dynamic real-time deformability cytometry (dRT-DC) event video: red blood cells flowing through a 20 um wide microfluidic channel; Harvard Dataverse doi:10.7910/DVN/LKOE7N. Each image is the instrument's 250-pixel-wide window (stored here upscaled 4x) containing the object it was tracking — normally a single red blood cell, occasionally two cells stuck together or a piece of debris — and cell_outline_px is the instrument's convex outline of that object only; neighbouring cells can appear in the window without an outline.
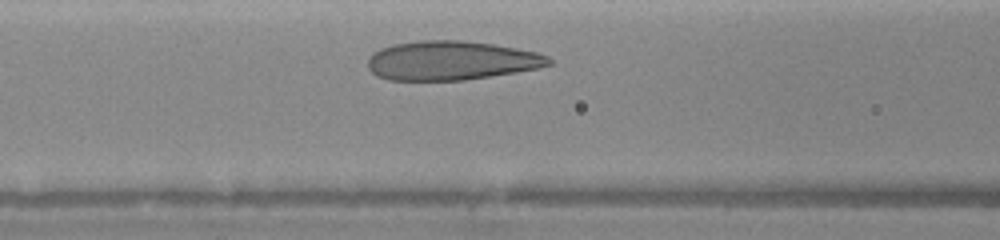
{"species": "human", "species_latin": "Homo sapiens", "temperature_condition": "warm", "stored_images_in_passage": 7, "camera_frame_rate_fps": 3000, "um_per_image_px": 0.085, "donor": {"sex": "female"}, "frame": {"image": 1, "passage_image": 3, "time_ms": 1.333, "image_size_px": [1000, 240], "cell_outline_px": [[552, 64], [536, 68], [516, 72], [492, 76], [464, 80], [388, 80], [376, 76], [368, 68], [368, 56], [372, 52], [380, 48], [392, 44], [420, 40], [464, 40], [492, 44], [516, 48], [536, 52], [548, 56], [552, 60]], "centroid_in_image_um": [38.31, 5.14], "position_along_channel_um": 128.3, "area_um2": 41.5}}
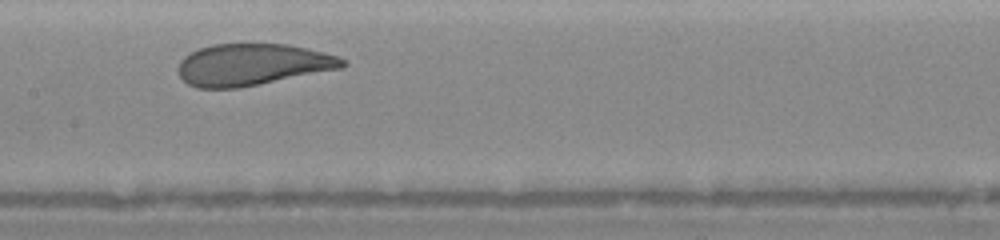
{"frame": {"image": 2, "passage_image": 5, "time_ms": 2.667, "image_size_px": [1000, 240], "cell_outline_px": [[348, 64], [344, 68], [240, 88], [196, 88], [188, 84], [180, 76], [176, 68], [180, 60], [184, 56], [200, 48], [212, 44], [288, 44], [308, 48], [336, 56], [344, 60]], "centroid_in_image_um": [21.45, 5.5], "position_along_channel_um": 186.0, "area_um2": 40.17}}
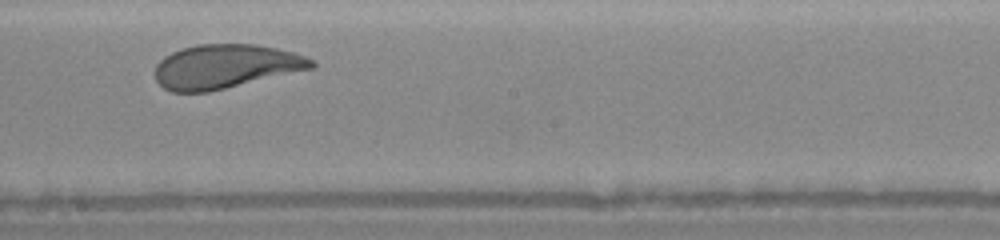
{"frame": {"image": 3, "passage_image": 6, "time_ms": 3.667, "image_size_px": [1000, 240], "cell_outline_px": [[316, 64], [312, 68], [208, 92], [172, 92], [164, 88], [156, 80], [156, 64], [164, 56], [172, 52], [184, 48], [200, 44], [256, 44], [276, 48], [292, 52], [304, 56], [312, 60]], "centroid_in_image_um": [19.13, 5.64], "position_along_channel_um": 229.1, "area_um2": 39.71}}